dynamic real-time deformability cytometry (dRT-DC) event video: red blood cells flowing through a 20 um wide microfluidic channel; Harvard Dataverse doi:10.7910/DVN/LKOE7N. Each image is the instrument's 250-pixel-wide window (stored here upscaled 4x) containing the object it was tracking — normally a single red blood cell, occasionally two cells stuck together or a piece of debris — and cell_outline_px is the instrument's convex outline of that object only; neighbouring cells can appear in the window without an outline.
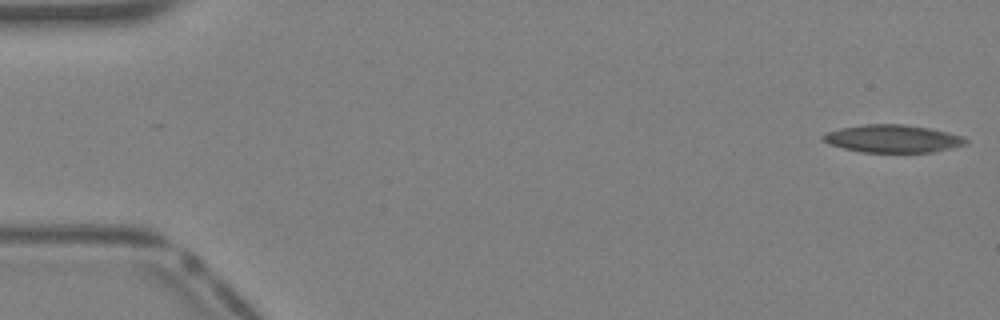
{"species": "Egyptian fruit bat (a non-hibernating species)", "species_latin": "Rousettus aegyptiacus", "temperature_condition": "warm", "stored_images_in_passage": 10, "camera_frame_rate_fps": 3000, "um_per_image_px": 0.085, "animal": {"sex": "female"}, "frame": {"image": 1, "passage_image": 1, "time_ms": 0.0, "image_size_px": [1000, 320], "cell_outline_px": [[968, 144], [952, 148], [932, 152], [860, 152], [828, 144], [820, 136], [824, 132], [840, 128], [864, 124], [904, 124], [928, 128], [948, 132], [964, 136], [968, 140]], "centroid_in_image_um": [75.88, 11.78], "position_along_channel_um": 9.1, "area_um2": 23.24}}